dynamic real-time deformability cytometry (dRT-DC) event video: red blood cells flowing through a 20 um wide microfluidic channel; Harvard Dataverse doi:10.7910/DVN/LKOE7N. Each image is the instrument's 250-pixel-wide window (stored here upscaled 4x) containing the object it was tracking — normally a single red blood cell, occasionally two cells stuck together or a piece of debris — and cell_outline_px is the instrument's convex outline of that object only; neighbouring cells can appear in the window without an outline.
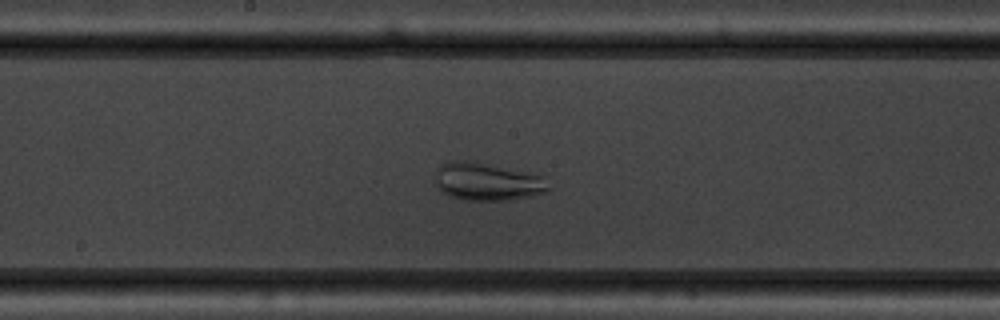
{"species": "common noctule bat (a hibernating species)", "species_latin": "Nyctalus noctula", "temperature_condition": "warm", "stored_images_in_passage": 53, "camera_frame_rate_fps": 3000, "um_per_image_px": 0.085, "animal": {"sex": "male", "body_mass_g": 19.5, "forearm_length_mm": 54.6}, "frame": {"image": 1, "passage_image": 28, "time_ms": 9.0, "image_size_px": [1000, 320], "cell_outline_px": [[552, 188], [548, 192], [532, 196], [508, 200], [464, 200], [448, 196], [436, 184], [436, 168], [440, 164], [448, 160], [468, 160], [544, 176]], "centroid_in_image_um": [41.43, 15.44], "position_along_channel_um": 206.8, "area_um2": 25.14}}
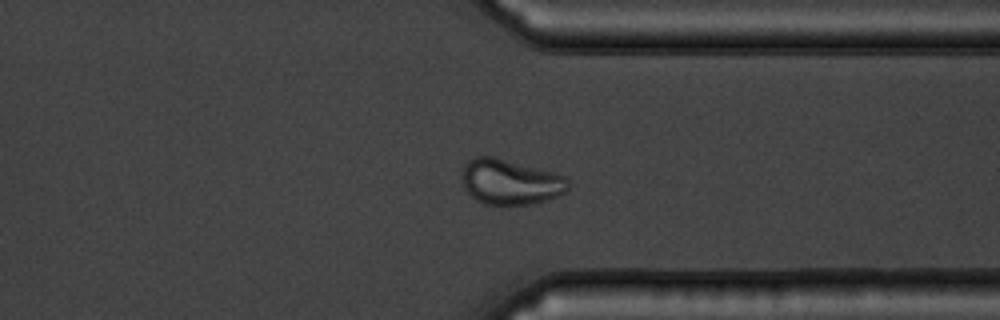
{"frame": {"image": 2, "passage_image": 41, "time_ms": 13.333, "image_size_px": [1000, 320], "cell_outline_px": [[568, 188], [560, 196], [548, 200], [532, 204], [484, 204], [476, 200], [464, 188], [464, 164], [468, 160], [476, 156], [492, 156], [552, 172], [564, 176], [568, 180]], "centroid_in_image_um": [43.39, 15.47], "position_along_channel_um": 368.0, "area_um2": 27.69}}
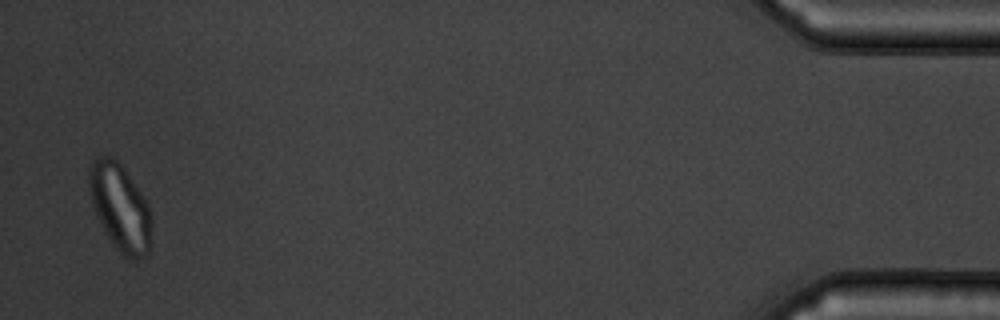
{"frame": {"image": 3, "passage_image": 52, "time_ms": 17.0, "image_size_px": [1000, 320], "cell_outline_px": [[152, 224], [148, 252], [144, 256], [136, 260], [124, 256], [116, 248], [104, 232], [88, 192], [88, 164], [96, 156], [108, 156], [116, 160], [120, 164], [148, 204], [152, 220]], "centroid_in_image_um": [10.18, 17.62], "position_along_channel_um": 425.0, "area_um2": 31.44}, "authors_computed_cell_mechanics": {"area_um2": 29.4202, "velocity_mm_per_s": 3.7254, "shape_relaxation_time_tau1_ms": 8.7174, "shape_relaxation_time_tau2_ms": 1.1928, "deformation_change_tau1": 0.1398, "deformation_change_tau2": 0.0511}}